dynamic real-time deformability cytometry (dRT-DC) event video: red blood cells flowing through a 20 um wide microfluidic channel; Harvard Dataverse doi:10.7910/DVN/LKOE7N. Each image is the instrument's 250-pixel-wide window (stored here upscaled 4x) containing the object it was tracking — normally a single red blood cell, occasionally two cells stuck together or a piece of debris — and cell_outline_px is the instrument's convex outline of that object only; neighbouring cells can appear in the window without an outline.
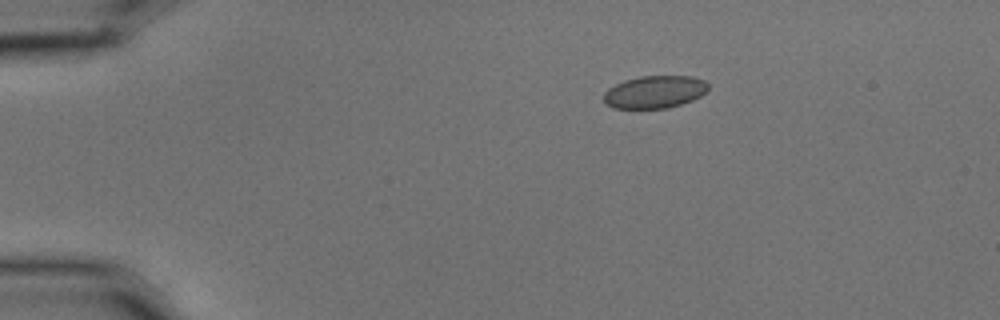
{"species": "common noctule bat (a hibernating species)", "species_latin": "Nyctalus noctula", "temperature_condition": "cold", "stored_images_in_passage": 4, "segment_of_instrument_passage": [1, 2], "camera_frame_rate_fps": 3000, "um_per_image_px": 0.085, "animal": {"sex": "male", "body_mass_g": 15.6}, "frame": {"image": 1, "passage_image": 1, "time_ms": 0.0, "image_size_px": [1000, 320], "cell_outline_px": [[708, 88], [700, 96], [692, 100], [668, 108], [612, 108], [604, 104], [604, 92], [608, 88], [624, 80], [640, 76], [692, 76], [704, 80], [708, 84]], "centroid_in_image_um": [55.62, 7.81], "position_along_channel_um": 29.4, "area_um2": 19.83}}